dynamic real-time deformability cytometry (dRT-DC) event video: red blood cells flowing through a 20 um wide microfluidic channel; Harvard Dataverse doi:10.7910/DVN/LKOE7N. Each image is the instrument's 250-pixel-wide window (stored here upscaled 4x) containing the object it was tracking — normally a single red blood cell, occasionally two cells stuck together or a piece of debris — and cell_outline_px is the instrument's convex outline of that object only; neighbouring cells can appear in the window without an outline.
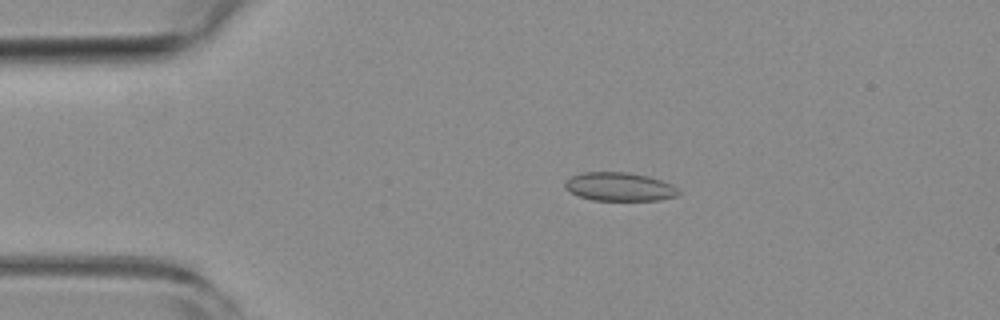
{"species": "common noctule bat (a hibernating species)", "species_latin": "Nyctalus noctula", "temperature_condition": "room temperature", "stored_images_in_passage": 50, "camera_frame_rate_fps": 3000, "um_per_image_px": 0.085, "animal": {"sex": "female", "body_mass_g": 19.3, "forearm_length_mm": 54.1}, "frame": {"image": 1, "passage_image": 7, "time_ms": 2.0, "image_size_px": [1000, 320], "cell_outline_px": [[680, 192], [676, 196], [660, 200], [592, 200], [580, 196], [564, 188], [564, 180], [572, 176], [584, 172], [628, 172], [648, 176], [672, 184]], "centroid_in_image_um": [52.64, 15.87], "position_along_channel_um": 32.4, "area_um2": 18.84}}
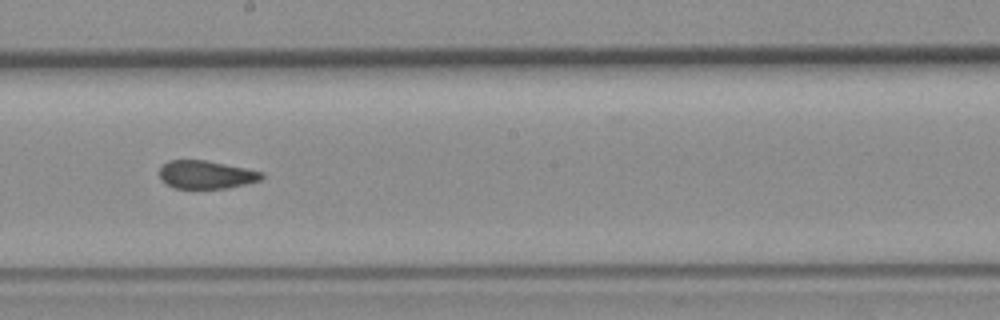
{"frame": {"image": 2, "passage_image": 26, "time_ms": 8.333, "image_size_px": [1000, 320], "cell_outline_px": [[264, 176], [260, 180], [228, 188], [176, 188], [160, 180], [160, 168], [168, 160], [204, 160], [264, 172]], "centroid_in_image_um": [17.51, 14.84], "position_along_channel_um": 230.7, "area_um2": 16.53}}
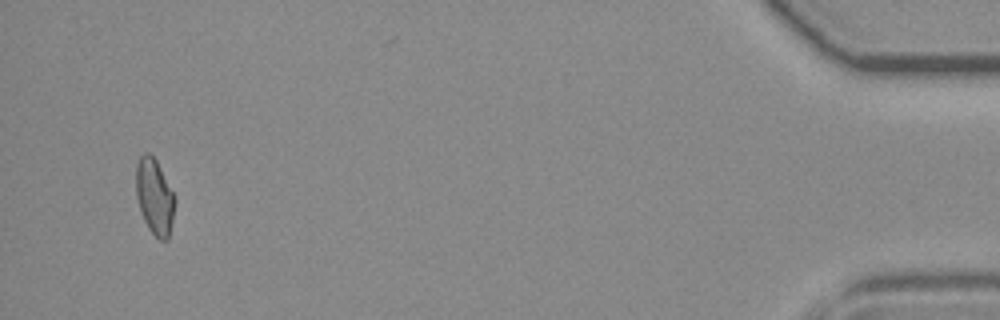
{"frame": {"image": 3, "passage_image": 48, "time_ms": 15.667, "image_size_px": [1000, 320], "cell_outline_px": [[176, 200], [168, 240], [160, 240], [148, 228], [140, 212], [136, 196], [136, 164], [140, 156], [144, 152], [148, 152], [156, 160], [176, 196]], "centroid_in_image_um": [13.14, 16.7], "position_along_channel_um": 422.1, "area_um2": 17.28}, "authors_computed_cell_mechanics": {"area_um2": 17.7157, "velocity_mm_per_s": 3.8052, "shape_relaxation_time_tau1_ms": null, "shape_relaxation_time_tau2_ms": 1.8553, "deformation_change_tau1": null, "deformation_change_tau2": 0.0744}}